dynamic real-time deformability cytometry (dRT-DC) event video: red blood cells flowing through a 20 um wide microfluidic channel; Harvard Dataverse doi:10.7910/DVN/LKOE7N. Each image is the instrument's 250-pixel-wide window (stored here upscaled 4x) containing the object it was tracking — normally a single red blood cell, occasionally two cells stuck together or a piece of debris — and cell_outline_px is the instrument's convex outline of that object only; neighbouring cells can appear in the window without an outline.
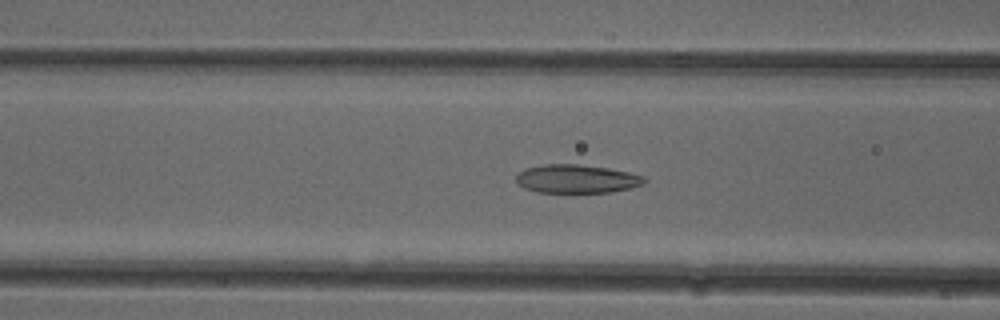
{"species": "common noctule bat (a hibernating species)", "species_latin": "Nyctalus noctula", "temperature_condition": "cold", "stored_images_in_passage": 51, "camera_frame_rate_fps": 3000, "um_per_image_px": 0.085, "animal": {"sex": "female"}, "frame": {"image": 1, "passage_image": 20, "time_ms": 6.333, "image_size_px": [1000, 320], "cell_outline_px": [[648, 180], [644, 184], [628, 188], [608, 192], [536, 192], [524, 188], [516, 180], [516, 176], [524, 168], [544, 164], [576, 164], [608, 168], [628, 172], [644, 176]], "centroid_in_image_um": [49.01, 15.19], "position_along_channel_um": 117.6, "area_um2": 21.15}}
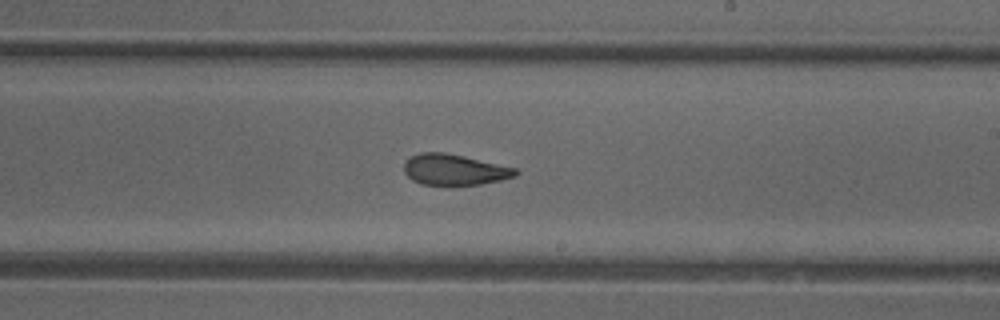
{"frame": {"image": 2, "passage_image": 30, "time_ms": 9.667, "image_size_px": [1000, 320], "cell_outline_px": [[520, 172], [516, 176], [500, 180], [480, 184], [448, 188], [420, 184], [412, 180], [404, 172], [404, 164], [412, 156], [420, 152], [444, 152], [464, 156], [516, 168]], "centroid_in_image_um": [38.61, 14.47], "position_along_channel_um": 250.4, "area_um2": 20.69}}
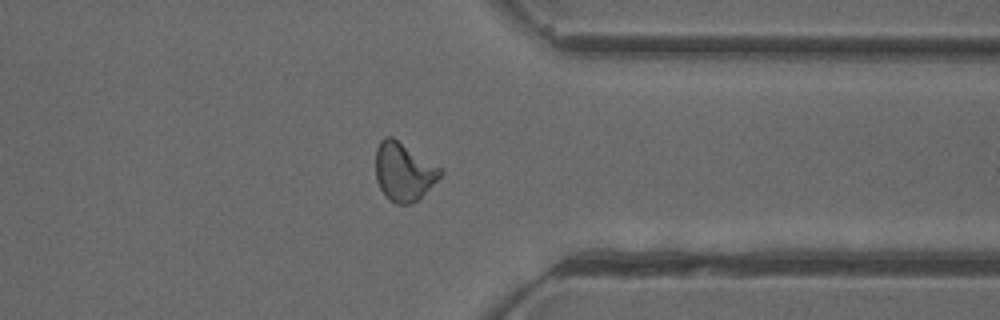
{"frame": {"image": 3, "passage_image": 40, "time_ms": 13.0, "image_size_px": [1000, 320], "cell_outline_px": [[444, 172], [416, 200], [408, 204], [396, 204], [388, 200], [380, 188], [376, 180], [376, 148], [380, 140], [384, 136], [392, 136], [440, 168]], "centroid_in_image_um": [34.26, 14.58], "position_along_channel_um": 377.1, "area_um2": 21.56}, "authors_computed_cell_mechanics": {"area_um2": 21.4438, "velocity_mm_per_s": 3.9862, "shape_relaxation_time_tau1_ms": null, "shape_relaxation_time_tau2_ms": 1.8974, "deformation_change_tau1": null, "deformation_change_tau2": 0.0845}}